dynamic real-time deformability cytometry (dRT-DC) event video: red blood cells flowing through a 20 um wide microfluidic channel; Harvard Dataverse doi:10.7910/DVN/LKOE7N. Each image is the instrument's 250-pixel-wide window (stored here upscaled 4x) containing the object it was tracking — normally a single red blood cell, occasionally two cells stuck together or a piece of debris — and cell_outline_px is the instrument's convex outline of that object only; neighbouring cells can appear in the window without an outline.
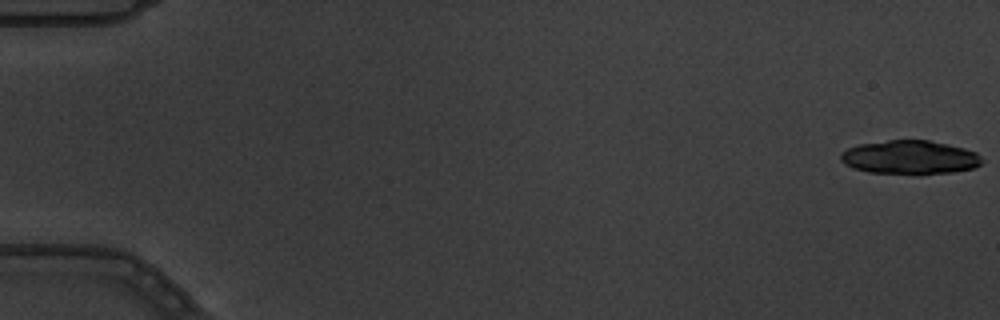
{"species": "common noctule bat (a hibernating species)", "species_latin": "Nyctalus noctula", "temperature_condition": "warm", "stored_images_in_passage": 5, "camera_frame_rate_fps": 3000, "um_per_image_px": 0.085, "animal": {"sex": "male", "body_mass_g": 19.5, "forearm_length_mm": 54.6}, "frame": {"image": 1, "passage_image": 1, "time_ms": 0.0, "image_size_px": [1000, 320], "cell_outline_px": [[984, 160], [980, 164], [972, 168], [952, 172], [920, 176], [868, 172], [852, 168], [844, 164], [840, 160], [840, 156], [848, 148], [860, 144], [888, 140], [928, 140], [948, 144], [964, 148], [976, 152]], "centroid_in_image_um": [77.34, 13.4], "position_along_channel_um": 7.7, "area_um2": 28.32}}